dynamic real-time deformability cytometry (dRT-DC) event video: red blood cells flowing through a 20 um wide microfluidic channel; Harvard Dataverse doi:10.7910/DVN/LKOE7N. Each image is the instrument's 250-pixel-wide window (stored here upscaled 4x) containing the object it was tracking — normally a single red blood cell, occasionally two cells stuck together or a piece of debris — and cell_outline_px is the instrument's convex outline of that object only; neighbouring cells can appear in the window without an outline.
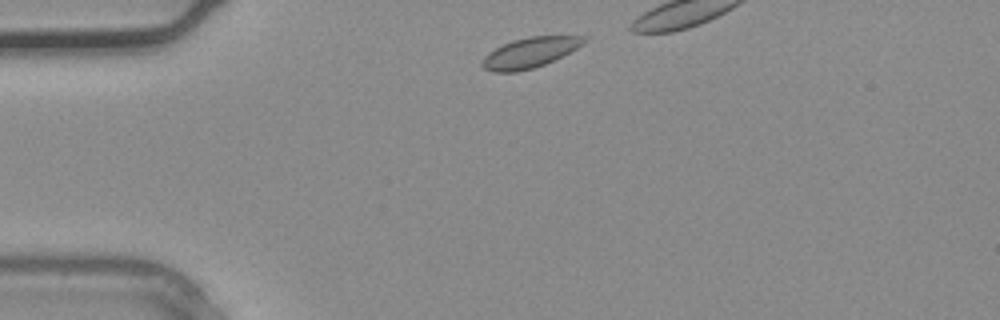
{"species": "common noctule bat (a hibernating species)", "species_latin": "Nyctalus noctula", "temperature_condition": "warm", "stored_images_in_passage": 2, "camera_frame_rate_fps": 3000, "um_per_image_px": 0.085, "animal": {"sex": "male", "body_mass_g": 20.4}, "frame": {"image": 1, "passage_image": 1, "time_ms": 0.0, "image_size_px": [1000, 320], "cell_outline_px": [[588, 40], [584, 44], [544, 64], [532, 68], [516, 72], [492, 72], [484, 68], [480, 64], [484, 56], [488, 52], [512, 40], [528, 36], [588, 36]], "centroid_in_image_um": [45.02, 4.46], "position_along_channel_um": 40.0, "area_um2": 17.8}}